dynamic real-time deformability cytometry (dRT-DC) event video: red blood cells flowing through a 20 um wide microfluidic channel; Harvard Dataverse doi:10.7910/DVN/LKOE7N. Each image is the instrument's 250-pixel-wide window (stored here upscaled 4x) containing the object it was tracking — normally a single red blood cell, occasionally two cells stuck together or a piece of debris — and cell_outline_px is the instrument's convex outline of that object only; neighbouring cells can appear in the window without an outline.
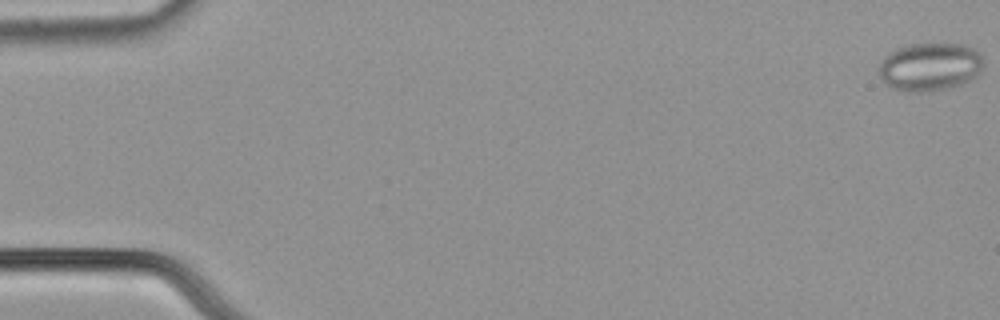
{"species": "common noctule bat (a hibernating species)", "species_latin": "Nyctalus noctula", "temperature_condition": "cold", "stored_images_in_passage": 55, "camera_frame_rate_fps": 3000, "um_per_image_px": 0.085, "animal": {"sex": "male", "body_mass_g": 21.5, "forearm_length_mm": 52.0}, "frame": {"image": 1, "passage_image": 1, "time_ms": 0.0, "image_size_px": [1000, 320], "cell_outline_px": [[984, 64], [980, 76], [964, 84], [928, 92], [908, 92], [892, 88], [884, 84], [880, 76], [880, 64], [884, 56], [888, 52], [896, 48], [908, 44], [964, 44], [976, 48], [980, 52], [984, 60]], "centroid_in_image_um": [79.09, 5.68], "position_along_channel_um": 5.9, "area_um2": 30.11}}
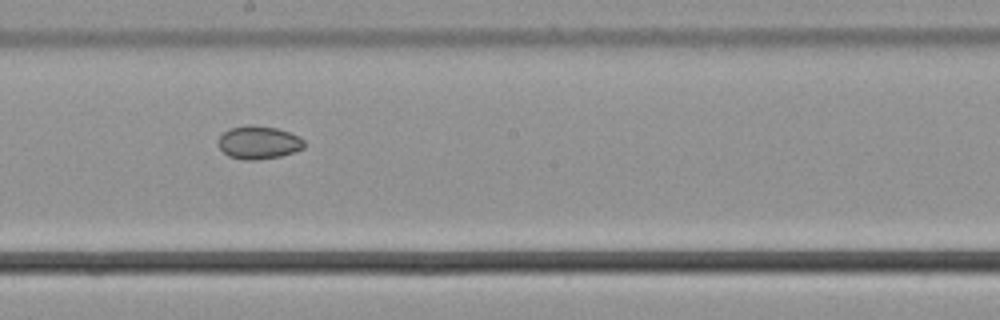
{"frame": {"image": 2, "passage_image": 31, "time_ms": 10.0, "image_size_px": [1000, 320], "cell_outline_px": [[304, 148], [280, 156], [256, 160], [244, 160], [228, 156], [220, 148], [220, 136], [228, 128], [248, 124], [252, 124], [276, 128], [300, 136], [304, 140]], "centroid_in_image_um": [21.99, 12.1], "position_along_channel_um": 226.2, "area_um2": 16.53}}
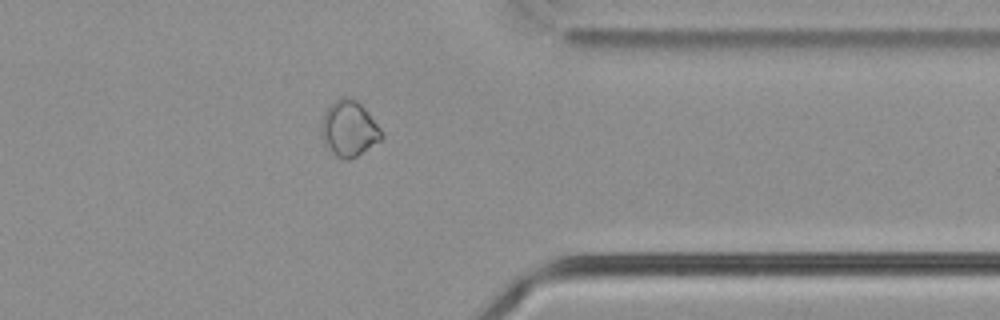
{"frame": {"image": 3, "passage_image": 44, "time_ms": 14.333, "image_size_px": [1000, 320], "cell_outline_px": [[384, 136], [380, 140], [356, 156], [344, 160], [336, 156], [332, 152], [324, 140], [320, 132], [320, 124], [324, 112], [340, 96], [348, 96], [356, 100], [368, 112], [380, 128]], "centroid_in_image_um": [29.65, 10.91], "position_along_channel_um": 381.7, "area_um2": 19.25}, "authors_computed_cell_mechanics": {"area_um2": 21.3282, "velocity_mm_per_s": 3.7945, "shape_relaxation_time_tau1_ms": null, "shape_relaxation_time_tau2_ms": 3.4282, "deformation_change_tau1": null, "deformation_change_tau2": 0.038}}